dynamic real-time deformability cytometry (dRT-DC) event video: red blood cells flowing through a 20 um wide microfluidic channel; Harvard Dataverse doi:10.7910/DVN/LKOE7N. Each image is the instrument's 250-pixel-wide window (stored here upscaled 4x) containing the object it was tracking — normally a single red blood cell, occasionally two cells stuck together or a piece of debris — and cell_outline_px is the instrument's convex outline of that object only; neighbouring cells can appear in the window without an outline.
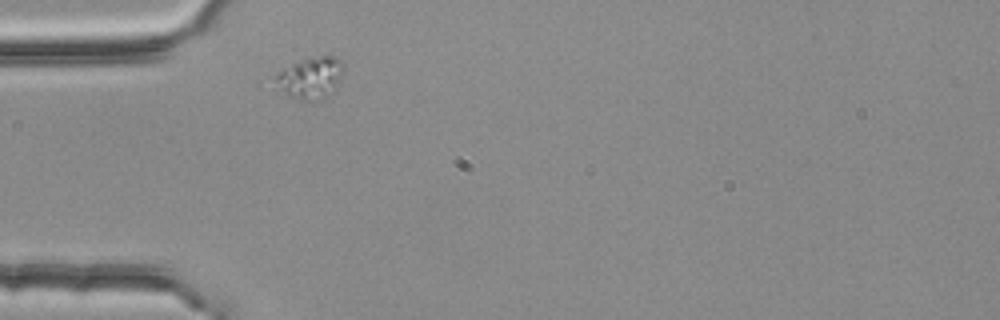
{"species": "common noctule bat (a hibernating species)", "species_latin": "Nyctalus noctula", "temperature_condition": "room temperature", "stored_images_in_passage": 1, "camera_frame_rate_fps": 3000, "um_per_image_px": 0.085, "animal": {"sex": "female", "body_mass_g": 25.1}, "frame": {"image": 1, "passage_image": 1, "time_ms": 0.0, "image_size_px": [1000, 320], "cell_outline_px": [[344, 72], [336, 88], [324, 100], [300, 100], [288, 96], [272, 76], [284, 68], [308, 56], [336, 56], [344, 60]], "centroid_in_image_um": [26.46, 6.59], "position_along_channel_um": 58.5, "area_um2": 16.88}}